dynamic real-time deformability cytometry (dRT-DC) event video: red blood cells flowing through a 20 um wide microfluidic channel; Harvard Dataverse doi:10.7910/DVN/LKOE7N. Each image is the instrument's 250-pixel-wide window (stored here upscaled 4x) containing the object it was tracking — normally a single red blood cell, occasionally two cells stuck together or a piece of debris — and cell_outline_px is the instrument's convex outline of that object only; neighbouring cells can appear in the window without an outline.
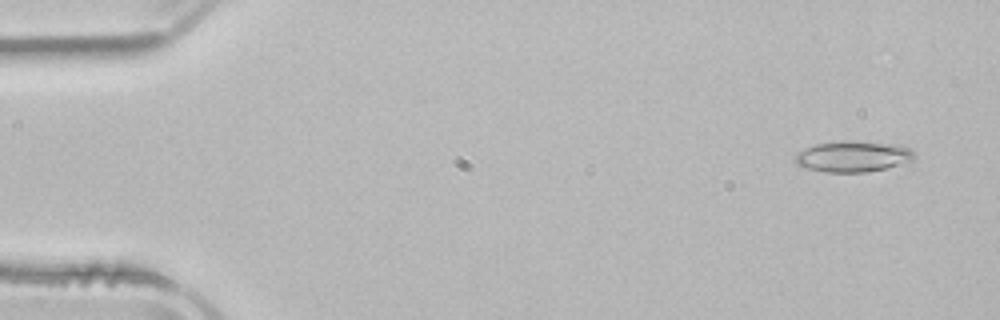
{"species": "common noctule bat (a hibernating species)", "species_latin": "Nyctalus noctula", "temperature_condition": "room temperature", "stored_images_in_passage": 5, "segment_of_instrument_passage": [2, 2], "camera_frame_rate_fps": 3000, "um_per_image_px": 0.085, "animal": {"sex": "male", "body_mass_g": 21.5, "forearm_length_mm": 52.0}, "frame": {"image": 1, "passage_image": 5, "time_ms": 7.0, "image_size_px": [1000, 320], "cell_outline_px": [[916, 156], [912, 160], [884, 168], [868, 172], [824, 172], [804, 168], [796, 164], [796, 152], [804, 148], [816, 144], [840, 140], [852, 140], [900, 144], [908, 148]], "centroid_in_image_um": [72.46, 13.28], "position_along_channel_um": 12.5, "area_um2": 21.68}}